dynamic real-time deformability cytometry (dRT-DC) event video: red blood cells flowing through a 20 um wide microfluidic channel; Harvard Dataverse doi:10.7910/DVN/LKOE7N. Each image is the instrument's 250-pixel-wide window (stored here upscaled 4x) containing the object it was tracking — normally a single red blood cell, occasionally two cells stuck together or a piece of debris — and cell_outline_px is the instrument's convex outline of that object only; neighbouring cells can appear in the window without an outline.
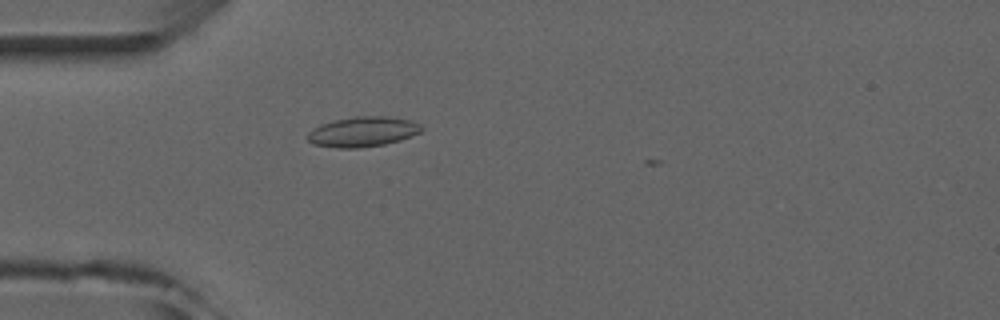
{"species": "common noctule bat (a hibernating species)", "species_latin": "Nyctalus noctula", "temperature_condition": "room temperature", "stored_images_in_passage": 3, "camera_frame_rate_fps": 3000, "um_per_image_px": 0.085, "animal": {"sex": "male", "forearm_length_mm": 52.5}, "frame": {"image": 1, "passage_image": 3, "time_ms": 2.333, "image_size_px": [1000, 320], "cell_outline_px": [[424, 128], [420, 132], [400, 140], [384, 144], [356, 148], [336, 148], [312, 144], [304, 136], [308, 132], [320, 124], [336, 120], [356, 116], [384, 116], [412, 120], [420, 124]], "centroid_in_image_um": [30.81, 11.2], "position_along_channel_um": 54.2, "area_um2": 20.0}}